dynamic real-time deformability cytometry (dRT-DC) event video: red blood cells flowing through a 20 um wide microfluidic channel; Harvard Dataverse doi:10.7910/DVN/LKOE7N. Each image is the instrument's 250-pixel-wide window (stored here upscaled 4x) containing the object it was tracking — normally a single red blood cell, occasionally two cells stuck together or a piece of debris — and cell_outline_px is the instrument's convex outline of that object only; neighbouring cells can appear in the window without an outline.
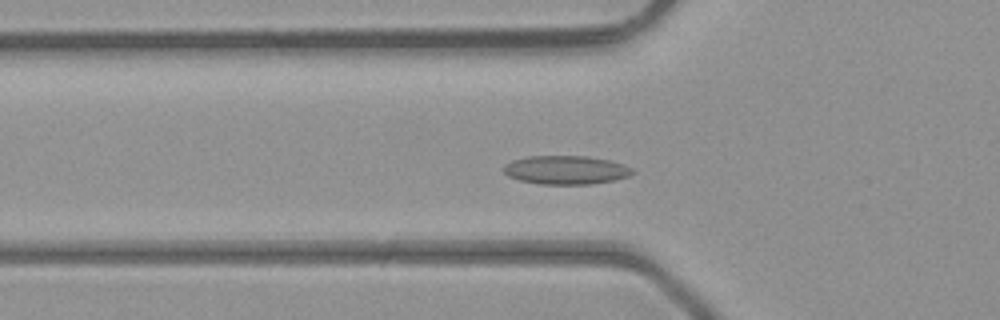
{"species": "common noctule bat (a hibernating species)", "species_latin": "Nyctalus noctula", "temperature_condition": "room temperature", "stored_images_in_passage": 47, "camera_frame_rate_fps": 3000, "um_per_image_px": 0.085, "animal": {"sex": "male", "body_mass_g": 23.1, "forearm_length_mm": 52.7}, "frame": {"image": 1, "passage_image": 15, "time_ms": 4.667, "image_size_px": [1000, 320], "cell_outline_px": [[636, 172], [628, 176], [616, 180], [592, 184], [540, 184], [520, 180], [508, 176], [504, 172], [504, 164], [512, 160], [528, 156], [588, 156], [608, 160], [624, 164], [632, 168]], "centroid_in_image_um": [48.12, 14.45], "position_along_channel_um": 77.7, "area_um2": 21.62}}
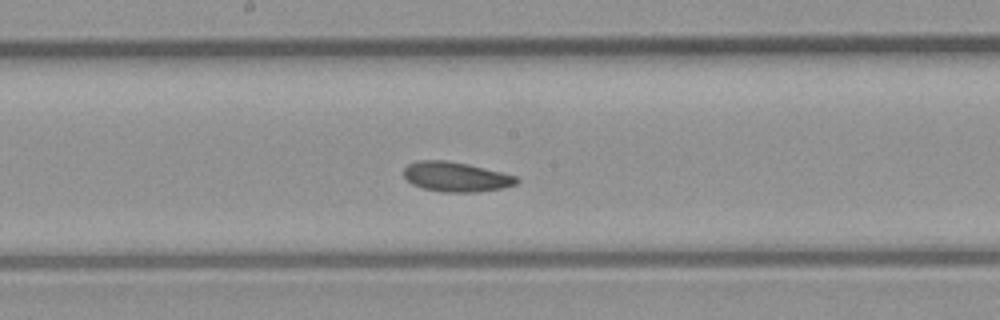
{"frame": {"image": 2, "passage_image": 24, "time_ms": 7.667, "image_size_px": [1000, 320], "cell_outline_px": [[520, 180], [516, 184], [504, 188], [476, 192], [444, 192], [424, 188], [412, 184], [404, 176], [404, 168], [408, 164], [416, 160], [444, 160], [468, 164], [516, 176]], "centroid_in_image_um": [38.75, 15.03], "position_along_channel_um": 209.4, "area_um2": 19.48}}
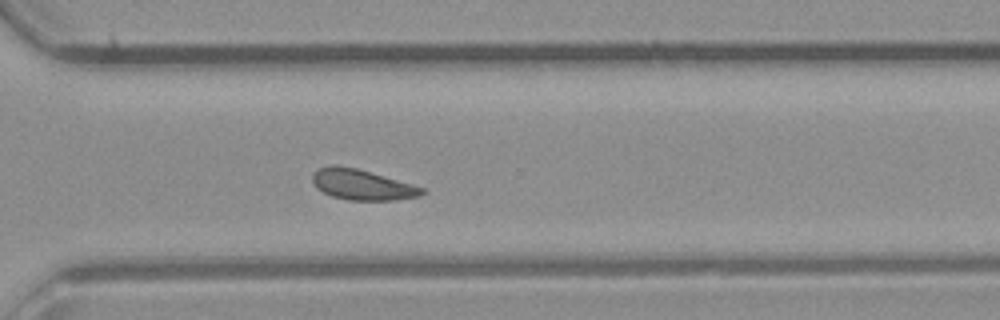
{"frame": {"image": 3, "passage_image": 33, "time_ms": 10.667, "image_size_px": [1000, 320], "cell_outline_px": [[428, 192], [420, 196], [396, 200], [348, 200], [332, 196], [316, 188], [312, 184], [312, 172], [320, 168], [332, 164], [336, 164], [356, 168], [412, 184], [424, 188]], "centroid_in_image_um": [30.76, 15.7], "position_along_channel_um": 339.8, "area_um2": 19.59}}